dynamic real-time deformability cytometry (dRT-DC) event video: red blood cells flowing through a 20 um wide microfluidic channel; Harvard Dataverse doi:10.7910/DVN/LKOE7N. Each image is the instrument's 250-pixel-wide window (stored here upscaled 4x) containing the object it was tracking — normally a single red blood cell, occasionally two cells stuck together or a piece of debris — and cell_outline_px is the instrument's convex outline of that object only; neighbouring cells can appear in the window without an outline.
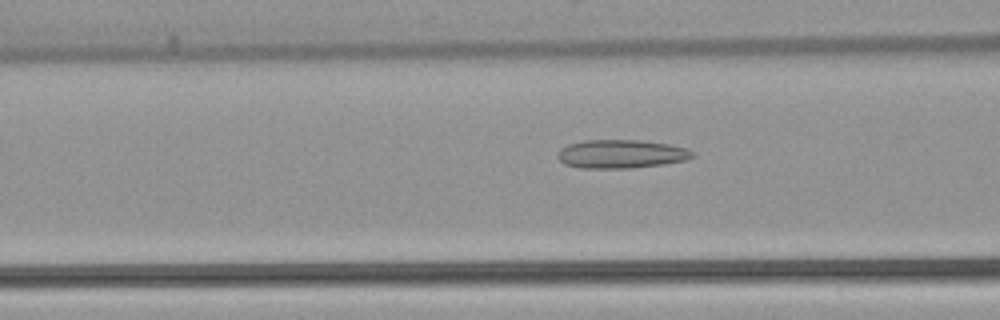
{"species": "common noctule bat (a hibernating species)", "species_latin": "Nyctalus noctula", "temperature_condition": "warm", "stored_images_in_passage": 51, "camera_frame_rate_fps": 3000, "um_per_image_px": 0.085, "animal": {"sex": "female", "body_mass_g": 22.7, "forearm_length_mm": 54.2}, "frame": {"image": 1, "passage_image": 20, "time_ms": 6.333, "image_size_px": [1000, 320], "cell_outline_px": [[696, 152], [692, 156], [684, 160], [664, 164], [632, 168], [580, 168], [564, 164], [556, 156], [556, 152], [560, 148], [568, 144], [584, 140], [640, 140], [668, 144], [688, 148]], "centroid_in_image_um": [52.76, 13.08], "position_along_channel_um": 113.8, "area_um2": 22.6}}
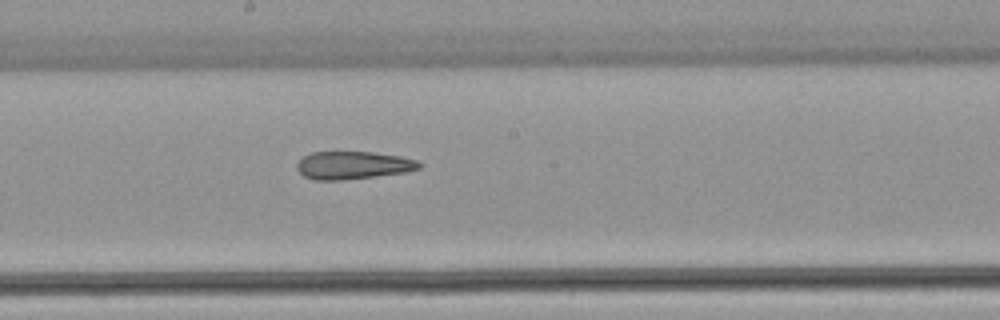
{"frame": {"image": 2, "passage_image": 28, "time_ms": 9.0, "image_size_px": [1000, 320], "cell_outline_px": [[420, 168], [404, 172], [344, 180], [316, 180], [304, 176], [296, 168], [296, 164], [304, 156], [312, 152], [372, 152], [400, 156], [416, 160], [420, 164]], "centroid_in_image_um": [29.97, 14.04], "position_along_channel_um": 218.2, "area_um2": 19.59}}
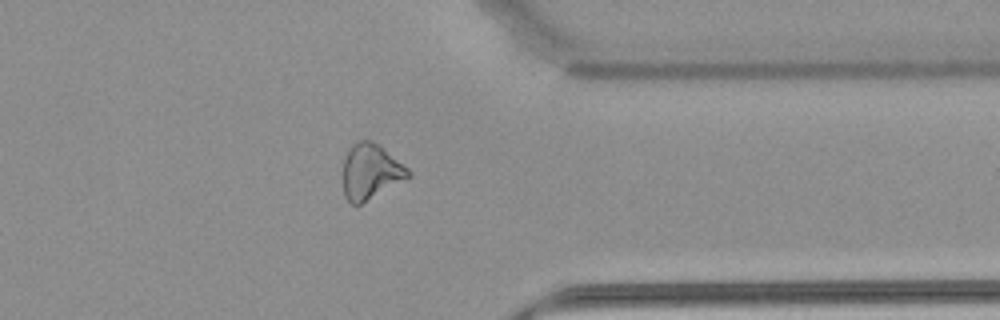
{"frame": {"image": 3, "passage_image": 41, "time_ms": 13.333, "image_size_px": [1000, 320], "cell_outline_px": [[412, 176], [360, 204], [352, 204], [344, 196], [344, 156], [352, 144], [356, 140], [372, 140], [380, 144], [408, 168], [412, 172]], "centroid_in_image_um": [31.52, 14.55], "position_along_channel_um": 379.9, "area_um2": 21.1}}